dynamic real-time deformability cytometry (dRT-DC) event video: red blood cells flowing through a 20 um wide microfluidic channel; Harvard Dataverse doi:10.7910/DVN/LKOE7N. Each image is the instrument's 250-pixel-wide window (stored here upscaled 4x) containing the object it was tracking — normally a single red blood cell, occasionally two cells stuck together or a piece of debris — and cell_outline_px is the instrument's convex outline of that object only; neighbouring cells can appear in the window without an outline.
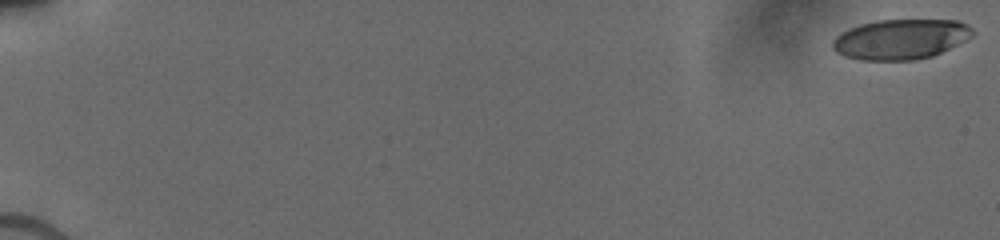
{"species": "human", "species_latin": "Homo sapiens", "temperature_condition": "cold", "stored_images_in_passage": 42, "camera_frame_rate_fps": 3000, "um_per_image_px": 0.085, "donor": {"sex": "male"}, "frame": {"image": 1, "passage_image": 1, "time_ms": 0.0, "image_size_px": [1000, 240], "cell_outline_px": [[976, 32], [972, 36], [932, 56], [916, 60], [860, 60], [844, 56], [836, 52], [832, 48], [832, 40], [840, 32], [848, 28], [860, 24], [880, 20], [956, 20], [968, 24]], "centroid_in_image_um": [76.52, 3.33], "position_along_channel_um": 8.5, "area_um2": 32.77}}
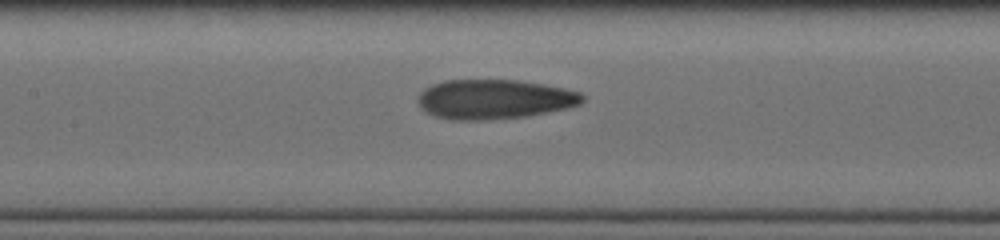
{"frame": {"image": 2, "passage_image": 23, "time_ms": 9.0, "image_size_px": [1000, 240], "cell_outline_px": [[584, 100], [580, 104], [568, 108], [524, 116], [484, 120], [452, 120], [432, 116], [424, 112], [420, 108], [416, 100], [420, 92], [424, 88], [432, 84], [444, 80], [516, 80], [564, 88], [580, 92], [584, 96]], "centroid_in_image_um": [41.94, 8.44], "position_along_channel_um": 165.5, "area_um2": 38.09}}
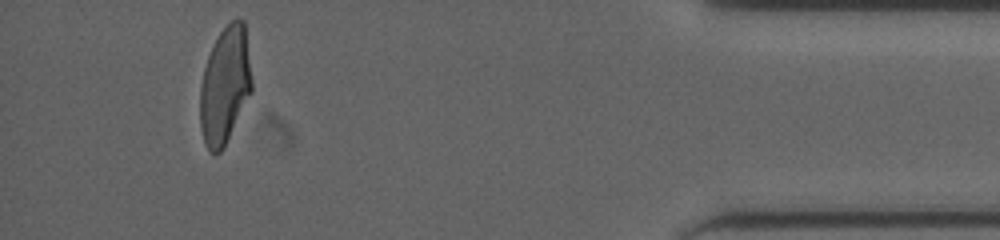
{"frame": {"image": 3, "passage_image": 39, "time_ms": 16.333, "image_size_px": [1000, 240], "cell_outline_px": [[252, 92], [224, 148], [220, 152], [212, 152], [208, 148], [204, 140], [200, 128], [200, 84], [204, 68], [208, 56], [220, 32], [232, 20], [244, 20], [252, 80]], "centroid_in_image_um": [19.13, 7.28], "position_along_channel_um": 416.1, "area_um2": 35.08}}